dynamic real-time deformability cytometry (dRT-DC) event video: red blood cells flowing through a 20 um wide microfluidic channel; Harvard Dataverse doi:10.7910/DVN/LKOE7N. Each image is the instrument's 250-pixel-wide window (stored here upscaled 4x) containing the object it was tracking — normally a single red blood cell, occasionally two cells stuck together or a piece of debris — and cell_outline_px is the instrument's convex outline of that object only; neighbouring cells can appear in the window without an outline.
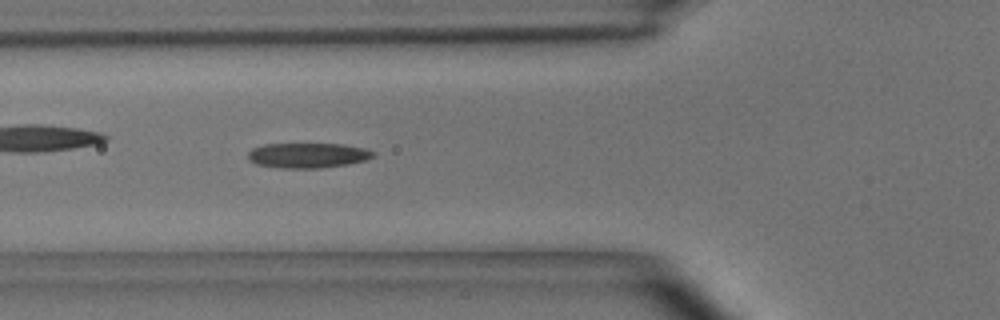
{"species": "common noctule bat (a hibernating species)", "species_latin": "Nyctalus noctula", "temperature_condition": "room temperature", "stored_images_in_passage": 42, "camera_frame_rate_fps": 3000, "um_per_image_px": 0.085, "animal": {"sex": "male", "body_mass_g": 15.6}, "frame": {"image": 1, "passage_image": 7, "time_ms": 2.0, "image_size_px": [1000, 320], "cell_outline_px": [[376, 156], [364, 160], [348, 164], [320, 168], [284, 168], [256, 164], [248, 160], [248, 152], [252, 148], [264, 144], [344, 144], [368, 148], [376, 152]], "centroid_in_image_um": [26.2, 13.2], "position_along_channel_um": 99.6, "area_um2": 18.44}}
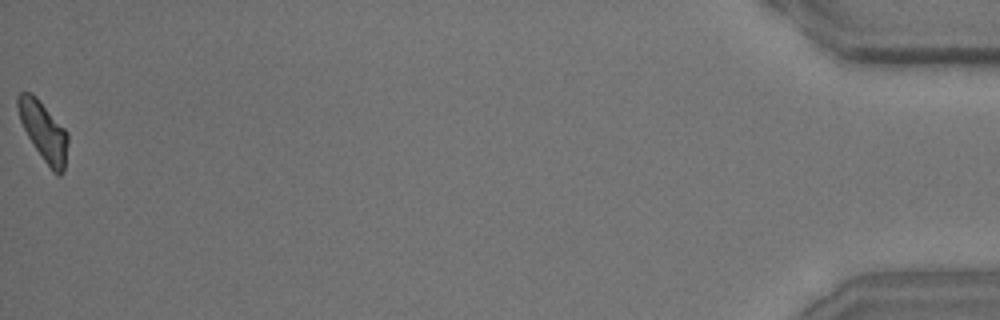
{"frame": {"image": 2, "passage_image": 42, "time_ms": 13.667, "image_size_px": [1000, 320], "cell_outline_px": [[68, 140], [64, 172], [60, 176], [56, 176], [52, 172], [28, 136], [20, 120], [16, 108], [16, 96], [20, 92], [32, 92], [36, 96], [68, 132]], "centroid_in_image_um": [3.7, 11.14], "position_along_channel_um": 431.5, "area_um2": 17.28}, "authors_computed_cell_mechanics": {"area_um2": 17.9758, "velocity_mm_per_s": 3.6659, "shape_relaxation_time_tau1_ms": 8.4715, "shape_relaxation_time_tau2_ms": 6.3915, "deformation_change_tau1": 0.2075, "deformation_change_tau2": 0.148}}